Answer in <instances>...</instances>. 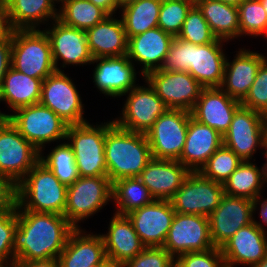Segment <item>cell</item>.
<instances>
[{
	"instance_id": "9f6ffc18",
	"label": "cell",
	"mask_w": 267,
	"mask_h": 267,
	"mask_svg": "<svg viewBox=\"0 0 267 267\" xmlns=\"http://www.w3.org/2000/svg\"><path fill=\"white\" fill-rule=\"evenodd\" d=\"M252 267H267V254L258 264H255Z\"/></svg>"
},
{
	"instance_id": "be15d7a7",
	"label": "cell",
	"mask_w": 267,
	"mask_h": 267,
	"mask_svg": "<svg viewBox=\"0 0 267 267\" xmlns=\"http://www.w3.org/2000/svg\"><path fill=\"white\" fill-rule=\"evenodd\" d=\"M56 3L60 4L62 3L64 0H54ZM60 2V3H59Z\"/></svg>"
},
{
	"instance_id": "3957f363",
	"label": "cell",
	"mask_w": 267,
	"mask_h": 267,
	"mask_svg": "<svg viewBox=\"0 0 267 267\" xmlns=\"http://www.w3.org/2000/svg\"><path fill=\"white\" fill-rule=\"evenodd\" d=\"M104 150L111 183L139 177L152 159L146 134L122 129L115 123L106 131Z\"/></svg>"
},
{
	"instance_id": "5b68a950",
	"label": "cell",
	"mask_w": 267,
	"mask_h": 267,
	"mask_svg": "<svg viewBox=\"0 0 267 267\" xmlns=\"http://www.w3.org/2000/svg\"><path fill=\"white\" fill-rule=\"evenodd\" d=\"M113 124L112 120L100 125L86 122L68 126L66 140L73 149L80 177L107 176L105 136Z\"/></svg>"
},
{
	"instance_id": "680465c9",
	"label": "cell",
	"mask_w": 267,
	"mask_h": 267,
	"mask_svg": "<svg viewBox=\"0 0 267 267\" xmlns=\"http://www.w3.org/2000/svg\"><path fill=\"white\" fill-rule=\"evenodd\" d=\"M265 145H267V114H264Z\"/></svg>"
},
{
	"instance_id": "836d02e7",
	"label": "cell",
	"mask_w": 267,
	"mask_h": 267,
	"mask_svg": "<svg viewBox=\"0 0 267 267\" xmlns=\"http://www.w3.org/2000/svg\"><path fill=\"white\" fill-rule=\"evenodd\" d=\"M262 167L251 161H243L223 183L224 193L255 201L265 188Z\"/></svg>"
},
{
	"instance_id": "f35d334b",
	"label": "cell",
	"mask_w": 267,
	"mask_h": 267,
	"mask_svg": "<svg viewBox=\"0 0 267 267\" xmlns=\"http://www.w3.org/2000/svg\"><path fill=\"white\" fill-rule=\"evenodd\" d=\"M240 37H265L267 12L260 0H244L238 5Z\"/></svg>"
},
{
	"instance_id": "ffe728a7",
	"label": "cell",
	"mask_w": 267,
	"mask_h": 267,
	"mask_svg": "<svg viewBox=\"0 0 267 267\" xmlns=\"http://www.w3.org/2000/svg\"><path fill=\"white\" fill-rule=\"evenodd\" d=\"M175 210L170 200H154L128 215L145 247H163Z\"/></svg>"
},
{
	"instance_id": "ac0fdd59",
	"label": "cell",
	"mask_w": 267,
	"mask_h": 267,
	"mask_svg": "<svg viewBox=\"0 0 267 267\" xmlns=\"http://www.w3.org/2000/svg\"><path fill=\"white\" fill-rule=\"evenodd\" d=\"M253 216V222L239 229L220 248L226 267H252L267 254V231Z\"/></svg>"
},
{
	"instance_id": "30bf717a",
	"label": "cell",
	"mask_w": 267,
	"mask_h": 267,
	"mask_svg": "<svg viewBox=\"0 0 267 267\" xmlns=\"http://www.w3.org/2000/svg\"><path fill=\"white\" fill-rule=\"evenodd\" d=\"M40 151L8 118H0V172L18 184L39 162Z\"/></svg>"
},
{
	"instance_id": "7a4b0ae2",
	"label": "cell",
	"mask_w": 267,
	"mask_h": 267,
	"mask_svg": "<svg viewBox=\"0 0 267 267\" xmlns=\"http://www.w3.org/2000/svg\"><path fill=\"white\" fill-rule=\"evenodd\" d=\"M228 41L196 45L174 37L161 70L190 73L204 88L220 87L227 56L223 45Z\"/></svg>"
},
{
	"instance_id": "f1b7e54d",
	"label": "cell",
	"mask_w": 267,
	"mask_h": 267,
	"mask_svg": "<svg viewBox=\"0 0 267 267\" xmlns=\"http://www.w3.org/2000/svg\"><path fill=\"white\" fill-rule=\"evenodd\" d=\"M100 235L104 241L106 257L110 260L125 263L145 248L127 216L114 213L108 232Z\"/></svg>"
},
{
	"instance_id": "f6af8a7d",
	"label": "cell",
	"mask_w": 267,
	"mask_h": 267,
	"mask_svg": "<svg viewBox=\"0 0 267 267\" xmlns=\"http://www.w3.org/2000/svg\"><path fill=\"white\" fill-rule=\"evenodd\" d=\"M125 267H175V259L163 247H145Z\"/></svg>"
},
{
	"instance_id": "603a6c76",
	"label": "cell",
	"mask_w": 267,
	"mask_h": 267,
	"mask_svg": "<svg viewBox=\"0 0 267 267\" xmlns=\"http://www.w3.org/2000/svg\"><path fill=\"white\" fill-rule=\"evenodd\" d=\"M173 39L159 27L149 29L128 38L127 57L133 64H140L144 78L149 72L161 69Z\"/></svg>"
},
{
	"instance_id": "74e56055",
	"label": "cell",
	"mask_w": 267,
	"mask_h": 267,
	"mask_svg": "<svg viewBox=\"0 0 267 267\" xmlns=\"http://www.w3.org/2000/svg\"><path fill=\"white\" fill-rule=\"evenodd\" d=\"M243 161L222 145L198 171L203 177L223 184Z\"/></svg>"
},
{
	"instance_id": "e575fe53",
	"label": "cell",
	"mask_w": 267,
	"mask_h": 267,
	"mask_svg": "<svg viewBox=\"0 0 267 267\" xmlns=\"http://www.w3.org/2000/svg\"><path fill=\"white\" fill-rule=\"evenodd\" d=\"M154 200L139 177L122 178L112 183V202L116 204L117 215L126 216Z\"/></svg>"
},
{
	"instance_id": "d6a6232c",
	"label": "cell",
	"mask_w": 267,
	"mask_h": 267,
	"mask_svg": "<svg viewBox=\"0 0 267 267\" xmlns=\"http://www.w3.org/2000/svg\"><path fill=\"white\" fill-rule=\"evenodd\" d=\"M162 0H137L120 8L127 39L158 27Z\"/></svg>"
},
{
	"instance_id": "4fadbf2b",
	"label": "cell",
	"mask_w": 267,
	"mask_h": 267,
	"mask_svg": "<svg viewBox=\"0 0 267 267\" xmlns=\"http://www.w3.org/2000/svg\"><path fill=\"white\" fill-rule=\"evenodd\" d=\"M41 105L51 109L67 124H83L84 104L71 77L64 71H55L42 82Z\"/></svg>"
},
{
	"instance_id": "8d00e7d4",
	"label": "cell",
	"mask_w": 267,
	"mask_h": 267,
	"mask_svg": "<svg viewBox=\"0 0 267 267\" xmlns=\"http://www.w3.org/2000/svg\"><path fill=\"white\" fill-rule=\"evenodd\" d=\"M39 161L66 186L72 185L80 177L73 149L67 142H60L46 156L40 152Z\"/></svg>"
},
{
	"instance_id": "44dd1931",
	"label": "cell",
	"mask_w": 267,
	"mask_h": 267,
	"mask_svg": "<svg viewBox=\"0 0 267 267\" xmlns=\"http://www.w3.org/2000/svg\"><path fill=\"white\" fill-rule=\"evenodd\" d=\"M93 83L100 93L110 97H121L135 88L137 73L127 55L118 57L93 58Z\"/></svg>"
},
{
	"instance_id": "60d3db41",
	"label": "cell",
	"mask_w": 267,
	"mask_h": 267,
	"mask_svg": "<svg viewBox=\"0 0 267 267\" xmlns=\"http://www.w3.org/2000/svg\"><path fill=\"white\" fill-rule=\"evenodd\" d=\"M177 38L196 45L212 43L217 39L196 5L188 12Z\"/></svg>"
},
{
	"instance_id": "6125c7cd",
	"label": "cell",
	"mask_w": 267,
	"mask_h": 267,
	"mask_svg": "<svg viewBox=\"0 0 267 267\" xmlns=\"http://www.w3.org/2000/svg\"><path fill=\"white\" fill-rule=\"evenodd\" d=\"M8 114L7 113H2L0 110V118H7Z\"/></svg>"
},
{
	"instance_id": "b9f144b4",
	"label": "cell",
	"mask_w": 267,
	"mask_h": 267,
	"mask_svg": "<svg viewBox=\"0 0 267 267\" xmlns=\"http://www.w3.org/2000/svg\"><path fill=\"white\" fill-rule=\"evenodd\" d=\"M17 228V206L0 212V264L15 263L14 232Z\"/></svg>"
},
{
	"instance_id": "7c38bea8",
	"label": "cell",
	"mask_w": 267,
	"mask_h": 267,
	"mask_svg": "<svg viewBox=\"0 0 267 267\" xmlns=\"http://www.w3.org/2000/svg\"><path fill=\"white\" fill-rule=\"evenodd\" d=\"M224 194L223 184L190 172L170 202L177 213L209 217Z\"/></svg>"
},
{
	"instance_id": "5bb4252c",
	"label": "cell",
	"mask_w": 267,
	"mask_h": 267,
	"mask_svg": "<svg viewBox=\"0 0 267 267\" xmlns=\"http://www.w3.org/2000/svg\"><path fill=\"white\" fill-rule=\"evenodd\" d=\"M166 104L168 109L191 112L204 88L188 72L155 70L144 78Z\"/></svg>"
},
{
	"instance_id": "277c9868",
	"label": "cell",
	"mask_w": 267,
	"mask_h": 267,
	"mask_svg": "<svg viewBox=\"0 0 267 267\" xmlns=\"http://www.w3.org/2000/svg\"><path fill=\"white\" fill-rule=\"evenodd\" d=\"M67 186L40 161L17 184V210L64 214Z\"/></svg>"
},
{
	"instance_id": "94428289",
	"label": "cell",
	"mask_w": 267,
	"mask_h": 267,
	"mask_svg": "<svg viewBox=\"0 0 267 267\" xmlns=\"http://www.w3.org/2000/svg\"><path fill=\"white\" fill-rule=\"evenodd\" d=\"M262 2V5L264 6L266 12H267V0H260Z\"/></svg>"
},
{
	"instance_id": "91938a15",
	"label": "cell",
	"mask_w": 267,
	"mask_h": 267,
	"mask_svg": "<svg viewBox=\"0 0 267 267\" xmlns=\"http://www.w3.org/2000/svg\"><path fill=\"white\" fill-rule=\"evenodd\" d=\"M0 267H20V265L18 263L0 264Z\"/></svg>"
},
{
	"instance_id": "db71d44e",
	"label": "cell",
	"mask_w": 267,
	"mask_h": 267,
	"mask_svg": "<svg viewBox=\"0 0 267 267\" xmlns=\"http://www.w3.org/2000/svg\"><path fill=\"white\" fill-rule=\"evenodd\" d=\"M265 151L262 152V154L265 155L266 158V162L263 164L262 166V171H263V178L265 183H267V145H265V147L263 148Z\"/></svg>"
},
{
	"instance_id": "484cf974",
	"label": "cell",
	"mask_w": 267,
	"mask_h": 267,
	"mask_svg": "<svg viewBox=\"0 0 267 267\" xmlns=\"http://www.w3.org/2000/svg\"><path fill=\"white\" fill-rule=\"evenodd\" d=\"M222 145L223 136L219 132L191 117L185 145L178 161L190 172H198Z\"/></svg>"
},
{
	"instance_id": "6da1fadb",
	"label": "cell",
	"mask_w": 267,
	"mask_h": 267,
	"mask_svg": "<svg viewBox=\"0 0 267 267\" xmlns=\"http://www.w3.org/2000/svg\"><path fill=\"white\" fill-rule=\"evenodd\" d=\"M75 229L61 214L17 210L15 263L58 258Z\"/></svg>"
},
{
	"instance_id": "f907efd6",
	"label": "cell",
	"mask_w": 267,
	"mask_h": 267,
	"mask_svg": "<svg viewBox=\"0 0 267 267\" xmlns=\"http://www.w3.org/2000/svg\"><path fill=\"white\" fill-rule=\"evenodd\" d=\"M18 264L20 265V267H60L58 258H51L47 260H33Z\"/></svg>"
},
{
	"instance_id": "e0dca14e",
	"label": "cell",
	"mask_w": 267,
	"mask_h": 267,
	"mask_svg": "<svg viewBox=\"0 0 267 267\" xmlns=\"http://www.w3.org/2000/svg\"><path fill=\"white\" fill-rule=\"evenodd\" d=\"M51 25L43 30L50 41L56 71H64L61 68L70 64L91 65L93 57L87 43L86 31L66 26L58 19L52 21ZM59 61H62L60 67Z\"/></svg>"
},
{
	"instance_id": "9a60e30c",
	"label": "cell",
	"mask_w": 267,
	"mask_h": 267,
	"mask_svg": "<svg viewBox=\"0 0 267 267\" xmlns=\"http://www.w3.org/2000/svg\"><path fill=\"white\" fill-rule=\"evenodd\" d=\"M209 217L175 212L163 248L176 259L179 255L214 248Z\"/></svg>"
},
{
	"instance_id": "f5cc1de1",
	"label": "cell",
	"mask_w": 267,
	"mask_h": 267,
	"mask_svg": "<svg viewBox=\"0 0 267 267\" xmlns=\"http://www.w3.org/2000/svg\"><path fill=\"white\" fill-rule=\"evenodd\" d=\"M99 267H125V263L124 262H120V261H114V260H110V259H105L100 265Z\"/></svg>"
},
{
	"instance_id": "7402d4cb",
	"label": "cell",
	"mask_w": 267,
	"mask_h": 267,
	"mask_svg": "<svg viewBox=\"0 0 267 267\" xmlns=\"http://www.w3.org/2000/svg\"><path fill=\"white\" fill-rule=\"evenodd\" d=\"M240 106V101L231 98L220 87L203 88L191 111V116L223 136Z\"/></svg>"
},
{
	"instance_id": "4dcf8cb0",
	"label": "cell",
	"mask_w": 267,
	"mask_h": 267,
	"mask_svg": "<svg viewBox=\"0 0 267 267\" xmlns=\"http://www.w3.org/2000/svg\"><path fill=\"white\" fill-rule=\"evenodd\" d=\"M42 79L33 78L10 67L0 89V103L8 104L13 112L40 102Z\"/></svg>"
},
{
	"instance_id": "ab89813d",
	"label": "cell",
	"mask_w": 267,
	"mask_h": 267,
	"mask_svg": "<svg viewBox=\"0 0 267 267\" xmlns=\"http://www.w3.org/2000/svg\"><path fill=\"white\" fill-rule=\"evenodd\" d=\"M194 5L195 0H162L158 27L173 37H177L188 12Z\"/></svg>"
},
{
	"instance_id": "11a10c76",
	"label": "cell",
	"mask_w": 267,
	"mask_h": 267,
	"mask_svg": "<svg viewBox=\"0 0 267 267\" xmlns=\"http://www.w3.org/2000/svg\"><path fill=\"white\" fill-rule=\"evenodd\" d=\"M218 1H222V2L227 3V4H231V5L238 6V5L241 4L244 0H218Z\"/></svg>"
},
{
	"instance_id": "4316f807",
	"label": "cell",
	"mask_w": 267,
	"mask_h": 267,
	"mask_svg": "<svg viewBox=\"0 0 267 267\" xmlns=\"http://www.w3.org/2000/svg\"><path fill=\"white\" fill-rule=\"evenodd\" d=\"M106 258L102 236L79 228L69 235L58 261L60 267H89L100 265Z\"/></svg>"
},
{
	"instance_id": "681fc988",
	"label": "cell",
	"mask_w": 267,
	"mask_h": 267,
	"mask_svg": "<svg viewBox=\"0 0 267 267\" xmlns=\"http://www.w3.org/2000/svg\"><path fill=\"white\" fill-rule=\"evenodd\" d=\"M91 3L97 7L103 9L108 15H115L120 7L118 6L116 0H89Z\"/></svg>"
},
{
	"instance_id": "1f68e13d",
	"label": "cell",
	"mask_w": 267,
	"mask_h": 267,
	"mask_svg": "<svg viewBox=\"0 0 267 267\" xmlns=\"http://www.w3.org/2000/svg\"><path fill=\"white\" fill-rule=\"evenodd\" d=\"M195 5L217 38L229 43L240 37L238 6L218 0H195Z\"/></svg>"
},
{
	"instance_id": "7dc6e473",
	"label": "cell",
	"mask_w": 267,
	"mask_h": 267,
	"mask_svg": "<svg viewBox=\"0 0 267 267\" xmlns=\"http://www.w3.org/2000/svg\"><path fill=\"white\" fill-rule=\"evenodd\" d=\"M12 32L0 37V89L4 76L11 67Z\"/></svg>"
},
{
	"instance_id": "cb8c5ba5",
	"label": "cell",
	"mask_w": 267,
	"mask_h": 267,
	"mask_svg": "<svg viewBox=\"0 0 267 267\" xmlns=\"http://www.w3.org/2000/svg\"><path fill=\"white\" fill-rule=\"evenodd\" d=\"M234 59L226 58L220 88L231 98L242 101L253 84L260 65L267 59L264 54L250 49H238Z\"/></svg>"
},
{
	"instance_id": "816d5d0a",
	"label": "cell",
	"mask_w": 267,
	"mask_h": 267,
	"mask_svg": "<svg viewBox=\"0 0 267 267\" xmlns=\"http://www.w3.org/2000/svg\"><path fill=\"white\" fill-rule=\"evenodd\" d=\"M263 195H260L253 204V215L256 213V211L260 210V220L267 226V198L264 199L262 197ZM262 198V199H261ZM260 205V208L259 206Z\"/></svg>"
},
{
	"instance_id": "8fae6325",
	"label": "cell",
	"mask_w": 267,
	"mask_h": 267,
	"mask_svg": "<svg viewBox=\"0 0 267 267\" xmlns=\"http://www.w3.org/2000/svg\"><path fill=\"white\" fill-rule=\"evenodd\" d=\"M144 82L143 86L137 85L122 95H127V99L124 102L119 119L116 118L113 121L122 129L145 134L159 116L168 110V107L150 84Z\"/></svg>"
},
{
	"instance_id": "ee69618b",
	"label": "cell",
	"mask_w": 267,
	"mask_h": 267,
	"mask_svg": "<svg viewBox=\"0 0 267 267\" xmlns=\"http://www.w3.org/2000/svg\"><path fill=\"white\" fill-rule=\"evenodd\" d=\"M175 267H226L221 248L188 252L175 259Z\"/></svg>"
},
{
	"instance_id": "83f0119b",
	"label": "cell",
	"mask_w": 267,
	"mask_h": 267,
	"mask_svg": "<svg viewBox=\"0 0 267 267\" xmlns=\"http://www.w3.org/2000/svg\"><path fill=\"white\" fill-rule=\"evenodd\" d=\"M87 43L93 58L127 55L128 39L122 19L109 15L86 30Z\"/></svg>"
},
{
	"instance_id": "d6986e66",
	"label": "cell",
	"mask_w": 267,
	"mask_h": 267,
	"mask_svg": "<svg viewBox=\"0 0 267 267\" xmlns=\"http://www.w3.org/2000/svg\"><path fill=\"white\" fill-rule=\"evenodd\" d=\"M254 201L224 194L210 214V236L215 247H221L239 229L253 222Z\"/></svg>"
},
{
	"instance_id": "8992f818",
	"label": "cell",
	"mask_w": 267,
	"mask_h": 267,
	"mask_svg": "<svg viewBox=\"0 0 267 267\" xmlns=\"http://www.w3.org/2000/svg\"><path fill=\"white\" fill-rule=\"evenodd\" d=\"M11 67L42 80L56 71L50 41L44 30H12Z\"/></svg>"
},
{
	"instance_id": "d4e9b609",
	"label": "cell",
	"mask_w": 267,
	"mask_h": 267,
	"mask_svg": "<svg viewBox=\"0 0 267 267\" xmlns=\"http://www.w3.org/2000/svg\"><path fill=\"white\" fill-rule=\"evenodd\" d=\"M190 171L177 160L152 158L139 179L156 200H170Z\"/></svg>"
},
{
	"instance_id": "6f0895ef",
	"label": "cell",
	"mask_w": 267,
	"mask_h": 267,
	"mask_svg": "<svg viewBox=\"0 0 267 267\" xmlns=\"http://www.w3.org/2000/svg\"><path fill=\"white\" fill-rule=\"evenodd\" d=\"M134 1H137V0H116L118 6L121 8L125 5H127L128 3H131V2H134Z\"/></svg>"
},
{
	"instance_id": "7bdbcfd3",
	"label": "cell",
	"mask_w": 267,
	"mask_h": 267,
	"mask_svg": "<svg viewBox=\"0 0 267 267\" xmlns=\"http://www.w3.org/2000/svg\"><path fill=\"white\" fill-rule=\"evenodd\" d=\"M241 105L267 114V59L260 65L256 78Z\"/></svg>"
},
{
	"instance_id": "9c48e42d",
	"label": "cell",
	"mask_w": 267,
	"mask_h": 267,
	"mask_svg": "<svg viewBox=\"0 0 267 267\" xmlns=\"http://www.w3.org/2000/svg\"><path fill=\"white\" fill-rule=\"evenodd\" d=\"M191 112L168 109L145 133L152 158L179 160L185 145Z\"/></svg>"
},
{
	"instance_id": "52a82bcc",
	"label": "cell",
	"mask_w": 267,
	"mask_h": 267,
	"mask_svg": "<svg viewBox=\"0 0 267 267\" xmlns=\"http://www.w3.org/2000/svg\"><path fill=\"white\" fill-rule=\"evenodd\" d=\"M7 118L40 152L45 150V144L66 140L69 124L40 103L19 108Z\"/></svg>"
},
{
	"instance_id": "c3c4849f",
	"label": "cell",
	"mask_w": 267,
	"mask_h": 267,
	"mask_svg": "<svg viewBox=\"0 0 267 267\" xmlns=\"http://www.w3.org/2000/svg\"><path fill=\"white\" fill-rule=\"evenodd\" d=\"M11 32L12 29L7 15V4L5 1L0 0V37L9 35Z\"/></svg>"
},
{
	"instance_id": "bcb514c9",
	"label": "cell",
	"mask_w": 267,
	"mask_h": 267,
	"mask_svg": "<svg viewBox=\"0 0 267 267\" xmlns=\"http://www.w3.org/2000/svg\"><path fill=\"white\" fill-rule=\"evenodd\" d=\"M17 206V184L0 172V212Z\"/></svg>"
},
{
	"instance_id": "ba28073f",
	"label": "cell",
	"mask_w": 267,
	"mask_h": 267,
	"mask_svg": "<svg viewBox=\"0 0 267 267\" xmlns=\"http://www.w3.org/2000/svg\"><path fill=\"white\" fill-rule=\"evenodd\" d=\"M112 201V183L108 176L79 177L67 186L63 216L76 228Z\"/></svg>"
},
{
	"instance_id": "f546056e",
	"label": "cell",
	"mask_w": 267,
	"mask_h": 267,
	"mask_svg": "<svg viewBox=\"0 0 267 267\" xmlns=\"http://www.w3.org/2000/svg\"><path fill=\"white\" fill-rule=\"evenodd\" d=\"M7 15L12 30L40 29L58 19L59 9L54 0H8Z\"/></svg>"
},
{
	"instance_id": "d590c367",
	"label": "cell",
	"mask_w": 267,
	"mask_h": 267,
	"mask_svg": "<svg viewBox=\"0 0 267 267\" xmlns=\"http://www.w3.org/2000/svg\"><path fill=\"white\" fill-rule=\"evenodd\" d=\"M59 6V21L66 26L85 31L109 16L89 0H64Z\"/></svg>"
},
{
	"instance_id": "2e32d148",
	"label": "cell",
	"mask_w": 267,
	"mask_h": 267,
	"mask_svg": "<svg viewBox=\"0 0 267 267\" xmlns=\"http://www.w3.org/2000/svg\"><path fill=\"white\" fill-rule=\"evenodd\" d=\"M223 145L242 161H251L257 148L265 147L264 115L241 105L223 135Z\"/></svg>"
}]
</instances>
